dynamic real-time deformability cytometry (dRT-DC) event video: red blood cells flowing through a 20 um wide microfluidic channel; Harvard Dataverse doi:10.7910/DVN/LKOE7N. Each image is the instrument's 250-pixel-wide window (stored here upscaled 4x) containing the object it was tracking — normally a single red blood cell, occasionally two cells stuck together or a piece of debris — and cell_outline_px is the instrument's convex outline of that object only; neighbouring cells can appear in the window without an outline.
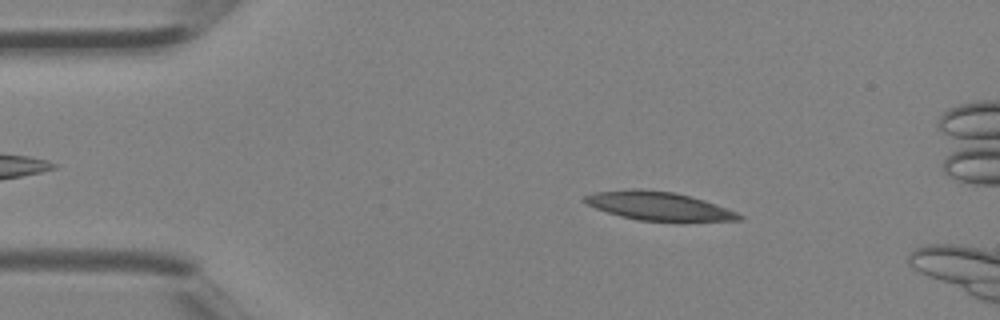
{"species": "Egyptian fruit bat (a non-hibernating species)", "species_latin": "Rousettus aegyptiacus", "temperature_condition": "room temperature", "stored_images_in_passage": 3, "camera_frame_rate_fps": 3000, "um_per_image_px": 0.085, "animal": {"sex": "female"}, "frame": {"image": 1, "passage_image": 1, "time_ms": 0.0, "image_size_px": [1000, 320], "cell_outline_px": [[744, 220], [684, 224], [640, 220], [620, 216], [596, 208], [580, 200], [584, 196], [596, 192], [632, 188], [640, 188], [672, 192], [704, 200], [736, 212], [744, 216]], "centroid_in_image_um": [56.07, 17.56], "position_along_channel_um": 28.9, "area_um2": 26.59}}